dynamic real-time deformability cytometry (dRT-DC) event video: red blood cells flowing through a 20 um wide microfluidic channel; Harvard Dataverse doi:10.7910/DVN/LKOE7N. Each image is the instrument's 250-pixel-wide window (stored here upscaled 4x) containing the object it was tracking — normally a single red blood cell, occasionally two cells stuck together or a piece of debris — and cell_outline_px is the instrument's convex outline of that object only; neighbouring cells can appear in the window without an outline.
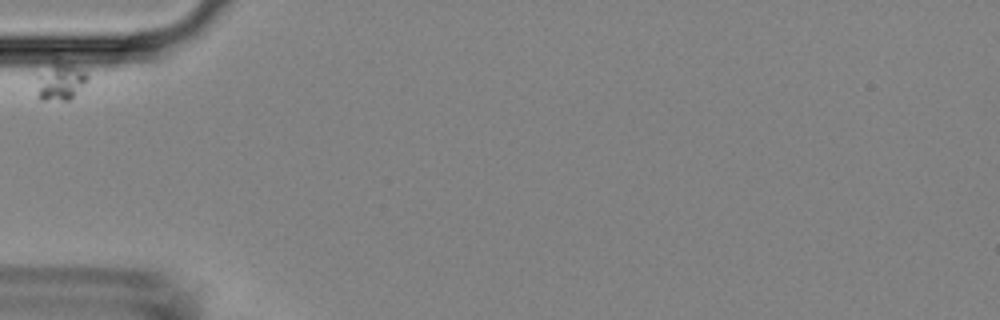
{"species": "Egyptian fruit bat (a non-hibernating species)", "species_latin": "Rousettus aegyptiacus", "temperature_condition": "room temperature", "stored_images_in_passage": 3, "camera_frame_rate_fps": 3000, "um_per_image_px": 0.085, "animal": {"sex": "female"}, "frame": {"image": 1, "passage_image": 1, "time_ms": 0.0, "image_size_px": [1000, 320], "cell_outline_px": [[88, 80], [68, 100], [40, 100], [36, 96], [36, 76], [56, 56], [84, 68], [88, 72]], "centroid_in_image_um": [5.1, 6.82], "position_along_channel_um": 79.9, "area_um2": 11.96}}